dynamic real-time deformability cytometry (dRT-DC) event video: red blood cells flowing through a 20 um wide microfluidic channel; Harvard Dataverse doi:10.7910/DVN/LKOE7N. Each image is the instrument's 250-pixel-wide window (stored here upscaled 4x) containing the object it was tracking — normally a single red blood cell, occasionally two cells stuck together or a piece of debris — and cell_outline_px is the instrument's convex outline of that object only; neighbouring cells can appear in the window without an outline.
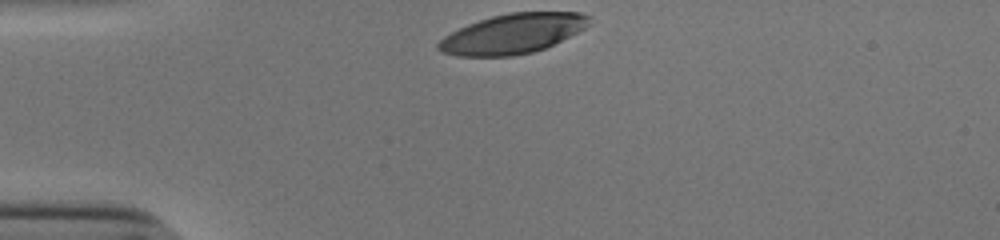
{"species": "human", "species_latin": "Homo sapiens", "temperature_condition": "cold", "stored_images_in_passage": 30, "camera_frame_rate_fps": 3000, "um_per_image_px": 0.085, "donor": {"sex": "male"}, "frame": {"image": 1, "passage_image": 1, "time_ms": 0.0, "image_size_px": [1000, 240], "cell_outline_px": [[592, 16], [588, 24], [584, 28], [544, 48], [532, 52], [512, 56], [456, 56], [440, 52], [436, 48], [436, 44], [444, 36], [468, 24], [492, 16], [508, 12], [580, 12]], "centroid_in_image_um": [43.54, 2.86], "position_along_channel_um": 41.5, "area_um2": 34.74}}
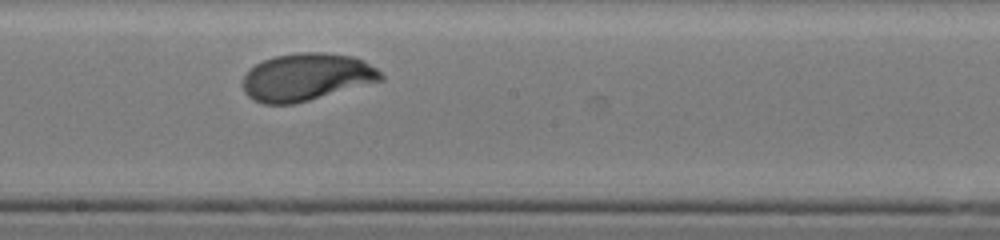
{"frame": {"image": 2, "passage_image": 18, "time_ms": 5.667, "image_size_px": [1000, 240], "cell_outline_px": [[384, 80], [296, 104], [264, 104], [252, 100], [244, 92], [240, 84], [244, 76], [256, 64], [264, 60], [276, 56], [300, 52], [324, 52], [352, 56], [364, 60], [376, 68], [384, 76]], "centroid_in_image_um": [26.05, 6.56], "position_along_channel_um": 222.2, "area_um2": 38.44}}
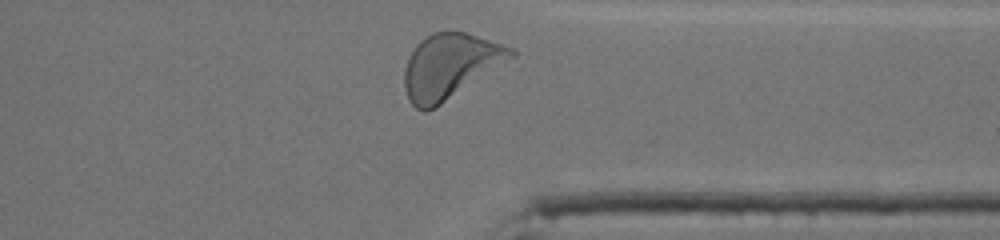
{"frame": {"image": 3, "passage_image": 30, "time_ms": 9.667, "image_size_px": [1000, 240], "cell_outline_px": [[516, 56], [436, 108], [424, 112], [416, 108], [412, 104], [404, 88], [404, 68], [408, 56], [416, 44], [420, 40], [432, 32], [464, 32], [516, 48]], "centroid_in_image_um": [38.25, 5.63], "position_along_channel_um": 373.2, "area_um2": 40.46}, "authors_computed_cell_mechanics": {"area_um2": 37.6278, "velocity_mm_per_s": 3.8002, "shape_relaxation_time_tau1_ms": 3.1238, "shape_relaxation_time_tau2_ms": null, "deformation_change_tau1": 0.1789, "deformation_change_tau2": null}}